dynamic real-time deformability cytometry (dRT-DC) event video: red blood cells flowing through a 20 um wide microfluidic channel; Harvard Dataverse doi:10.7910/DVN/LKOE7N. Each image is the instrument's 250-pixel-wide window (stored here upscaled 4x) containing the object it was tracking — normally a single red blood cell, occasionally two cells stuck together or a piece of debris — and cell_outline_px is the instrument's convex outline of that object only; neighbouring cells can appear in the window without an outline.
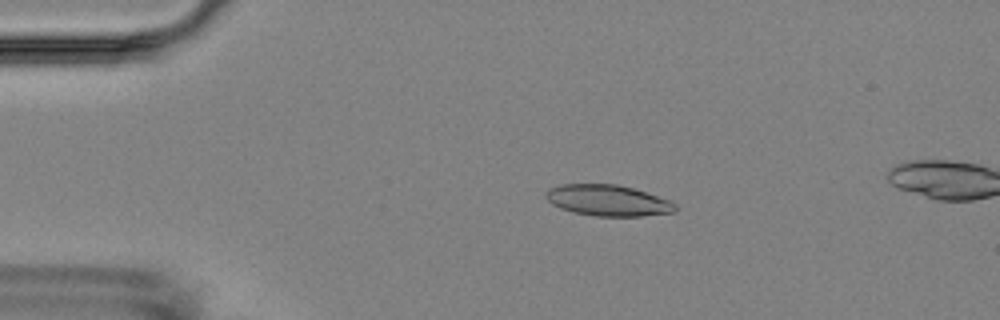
{"species": "Egyptian fruit bat (a non-hibernating species)", "species_latin": "Rousettus aegyptiacus", "temperature_condition": "room temperature", "stored_images_in_passage": 4, "camera_frame_rate_fps": 3000, "um_per_image_px": 0.085, "animal": {"sex": "female"}, "frame": {"image": 1, "passage_image": 2, "time_ms": 1.333, "image_size_px": [1000, 320], "cell_outline_px": [[676, 212], [640, 216], [596, 216], [572, 212], [560, 208], [552, 204], [544, 196], [544, 192], [548, 188], [560, 184], [616, 184], [632, 188], [668, 200], [676, 204]], "centroid_in_image_um": [51.61, 17.03], "position_along_channel_um": 33.4, "area_um2": 23.41}}